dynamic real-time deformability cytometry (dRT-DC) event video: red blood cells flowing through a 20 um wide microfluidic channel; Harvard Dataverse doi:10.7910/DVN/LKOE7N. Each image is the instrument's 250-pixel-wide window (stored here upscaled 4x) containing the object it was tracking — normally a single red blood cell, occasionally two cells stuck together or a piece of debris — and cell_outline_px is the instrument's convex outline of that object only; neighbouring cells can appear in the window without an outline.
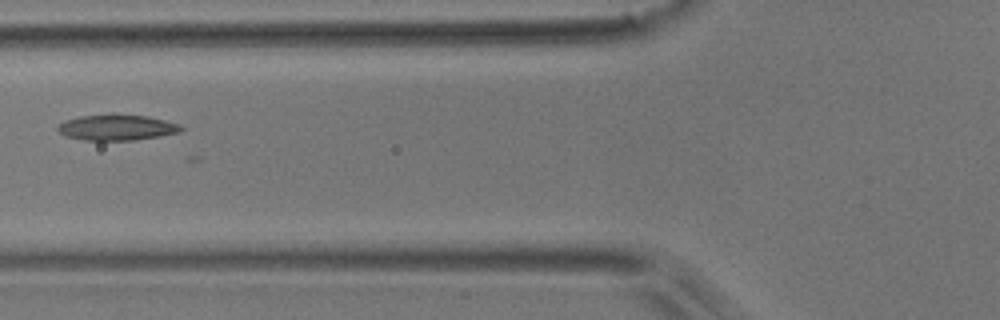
{"species": "common noctule bat (a hibernating species)", "species_latin": "Nyctalus noctula", "temperature_condition": "room temperature", "stored_images_in_passage": 5, "camera_frame_rate_fps": 3000, "um_per_image_px": 0.085, "animal": {"sex": "male", "body_mass_g": 17.9}, "frame": {"image": 1, "passage_image": 4, "time_ms": 1.0, "image_size_px": [1000, 320], "cell_outline_px": [[184, 128], [180, 132], [160, 136], [132, 140], [84, 140], [64, 136], [56, 128], [64, 120], [80, 116], [148, 116], [180, 124]], "centroid_in_image_um": [9.93, 10.86], "position_along_channel_um": 115.9, "area_um2": 17.98}}
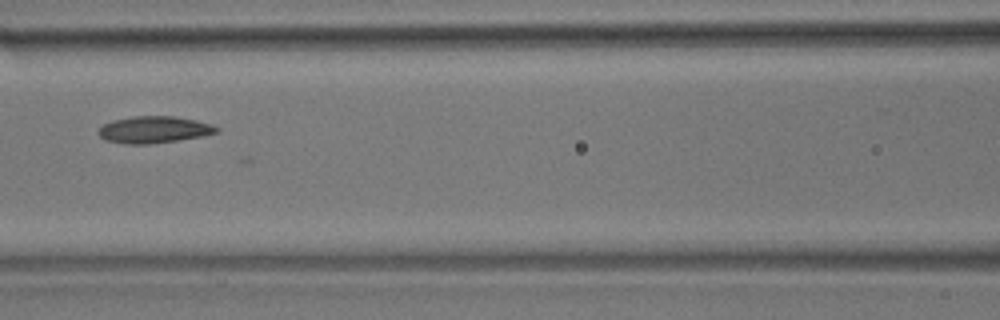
{"frame": {"image": 2, "passage_image": 5, "time_ms": 1.333, "image_size_px": [1000, 320], "cell_outline_px": [[220, 132], [204, 136], [148, 144], [124, 144], [104, 140], [96, 132], [104, 124], [112, 120], [132, 116], [176, 116], [196, 120], [220, 128]], "centroid_in_image_um": [13.07, 11.02], "position_along_channel_um": 153.5, "area_um2": 18.55}}